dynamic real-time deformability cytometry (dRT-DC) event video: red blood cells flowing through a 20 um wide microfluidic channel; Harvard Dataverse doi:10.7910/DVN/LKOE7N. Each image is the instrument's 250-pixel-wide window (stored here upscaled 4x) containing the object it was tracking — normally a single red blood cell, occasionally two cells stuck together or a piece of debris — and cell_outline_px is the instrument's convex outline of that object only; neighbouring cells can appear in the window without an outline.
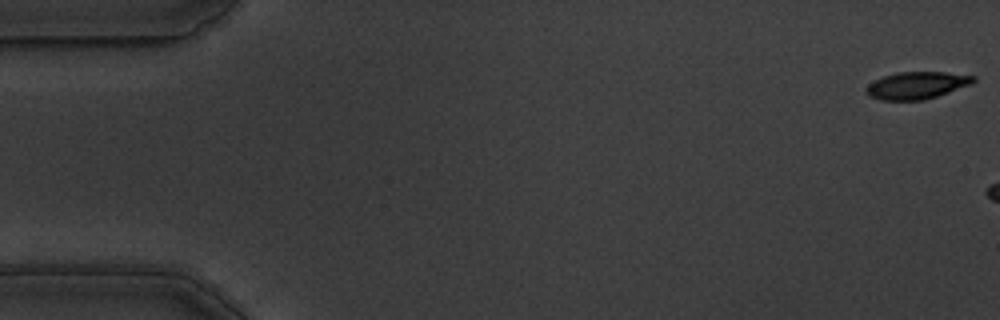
{"species": "common noctule bat (a hibernating species)", "species_latin": "Nyctalus noctula", "temperature_condition": "warm", "stored_images_in_passage": 6, "camera_frame_rate_fps": 3000, "um_per_image_px": 0.085, "animal": {"sex": "male", "body_mass_g": 19.5, "forearm_length_mm": 54.6}, "frame": {"image": 1, "passage_image": 1, "time_ms": 0.0, "image_size_px": [1000, 320], "cell_outline_px": [[976, 80], [972, 84], [924, 100], [880, 100], [868, 96], [864, 88], [868, 84], [884, 76], [896, 72], [944, 72], [976, 76]], "centroid_in_image_um": [77.91, 7.25], "position_along_channel_um": 7.1, "area_um2": 16.99}}